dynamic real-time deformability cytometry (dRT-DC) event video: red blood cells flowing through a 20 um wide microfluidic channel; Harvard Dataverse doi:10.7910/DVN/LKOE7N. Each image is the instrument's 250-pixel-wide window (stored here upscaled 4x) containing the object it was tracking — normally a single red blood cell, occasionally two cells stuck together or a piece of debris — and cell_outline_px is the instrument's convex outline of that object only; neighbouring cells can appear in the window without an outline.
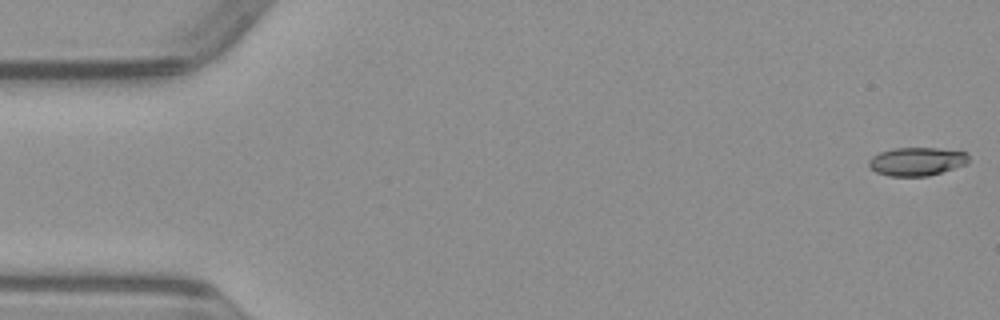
{"species": "common noctule bat (a hibernating species)", "species_latin": "Nyctalus noctula", "temperature_condition": "warm", "stored_images_in_passage": 39, "camera_frame_rate_fps": 3000, "um_per_image_px": 0.085, "animal": {"sex": "male", "body_mass_g": 23.1, "forearm_length_mm": 52.7}, "frame": {"image": 1, "passage_image": 1, "time_ms": 0.0, "image_size_px": [1000, 320], "cell_outline_px": [[968, 164], [928, 176], [888, 176], [876, 172], [868, 164], [868, 160], [872, 156], [880, 152], [892, 148], [936, 148], [968, 152]], "centroid_in_image_um": [77.93, 13.72], "position_along_channel_um": 7.1, "area_um2": 16.59}}
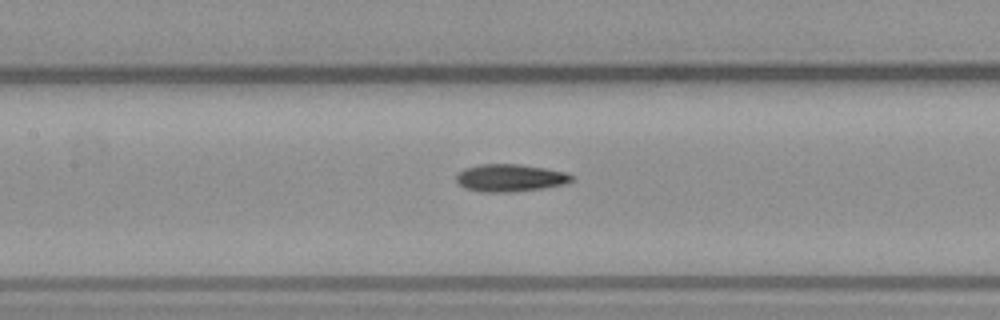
{"frame": {"image": 2, "passage_image": 23, "time_ms": 7.333, "image_size_px": [1000, 320], "cell_outline_px": [[572, 180], [564, 184], [544, 188], [512, 192], [480, 192], [464, 188], [456, 180], [456, 176], [464, 168], [480, 164], [520, 164], [568, 172], [572, 176]], "centroid_in_image_um": [43.35, 15.12], "position_along_channel_um": 164.0, "area_um2": 18.5}}
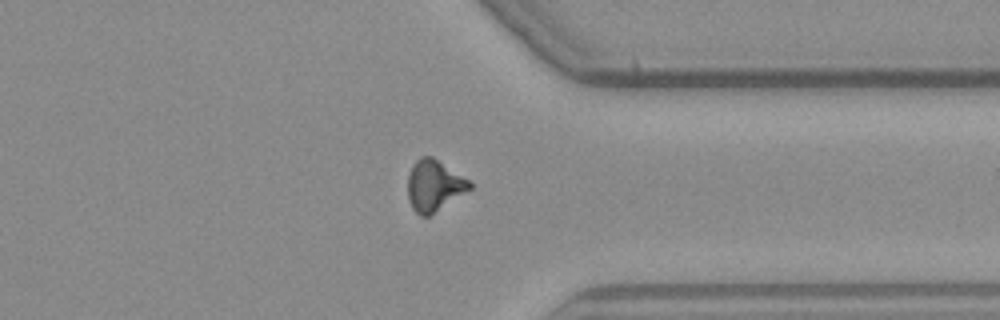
{"frame": {"image": 3, "passage_image": 39, "time_ms": 12.667, "image_size_px": [1000, 320], "cell_outline_px": [[472, 188], [428, 216], [420, 216], [412, 208], [408, 200], [408, 176], [412, 164], [420, 156], [432, 156], [468, 180], [472, 184]], "centroid_in_image_um": [36.86, 15.76], "position_along_channel_um": 374.5, "area_um2": 18.21}}